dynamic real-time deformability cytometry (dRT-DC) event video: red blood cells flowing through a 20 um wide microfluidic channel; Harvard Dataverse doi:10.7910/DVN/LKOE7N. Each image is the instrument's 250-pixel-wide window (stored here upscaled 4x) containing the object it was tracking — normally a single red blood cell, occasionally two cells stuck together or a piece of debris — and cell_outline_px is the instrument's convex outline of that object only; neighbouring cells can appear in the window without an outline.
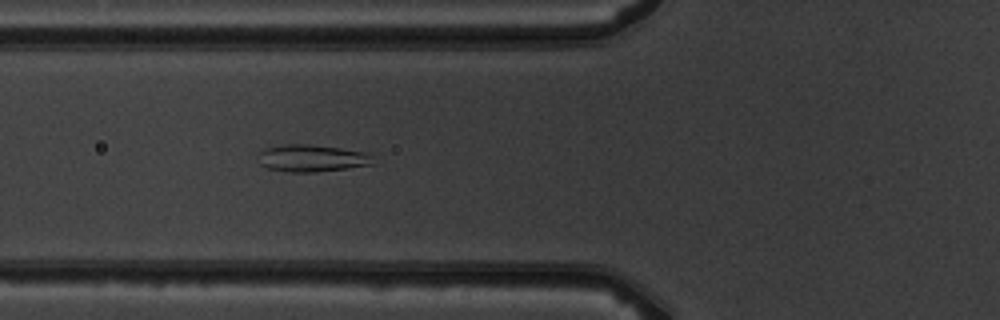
{"species": "common noctule bat (a hibernating species)", "species_latin": "Nyctalus noctula", "temperature_condition": "warm", "stored_images_in_passage": 4, "camera_frame_rate_fps": 3000, "um_per_image_px": 0.085, "animal": {"sex": "male", "body_mass_g": 19.5, "forearm_length_mm": 54.6}, "frame": {"image": 1, "passage_image": 4, "time_ms": 3.333, "image_size_px": [1000, 320], "cell_outline_px": [[372, 164], [348, 168], [316, 172], [288, 172], [268, 168], [260, 164], [260, 152], [264, 148], [284, 144], [308, 144], [340, 148], [364, 152], [372, 156]], "centroid_in_image_um": [26.48, 13.45], "position_along_channel_um": 99.3, "area_um2": 17.98}}